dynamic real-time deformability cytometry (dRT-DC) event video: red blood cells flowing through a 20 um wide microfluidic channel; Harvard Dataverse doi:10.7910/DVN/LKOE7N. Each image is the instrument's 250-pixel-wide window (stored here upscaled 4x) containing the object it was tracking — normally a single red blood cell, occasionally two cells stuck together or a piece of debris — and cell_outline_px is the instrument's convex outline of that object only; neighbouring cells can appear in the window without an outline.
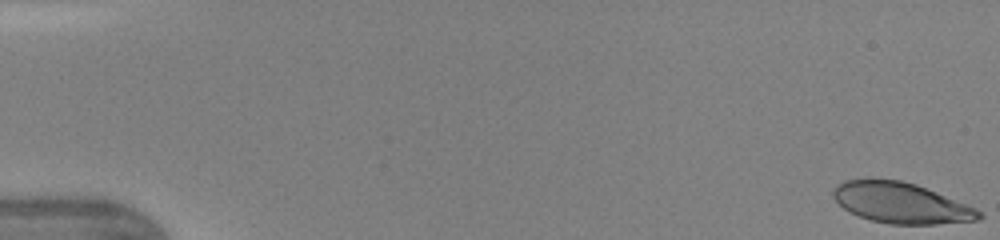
{"species": "human", "species_latin": "Homo sapiens", "temperature_condition": "warm", "stored_images_in_passage": 47, "camera_frame_rate_fps": 3000, "um_per_image_px": 0.085, "donor": {"sex": "female"}, "frame": {"image": 1, "passage_image": 1, "time_ms": 0.0, "image_size_px": [1000, 240], "cell_outline_px": [[984, 216], [980, 220], [936, 224], [888, 224], [872, 220], [848, 212], [832, 196], [832, 188], [836, 184], [844, 180], [900, 180], [916, 184], [976, 208], [984, 212]], "centroid_in_image_um": [76.6, 17.26], "position_along_channel_um": 8.4, "area_um2": 34.39}}
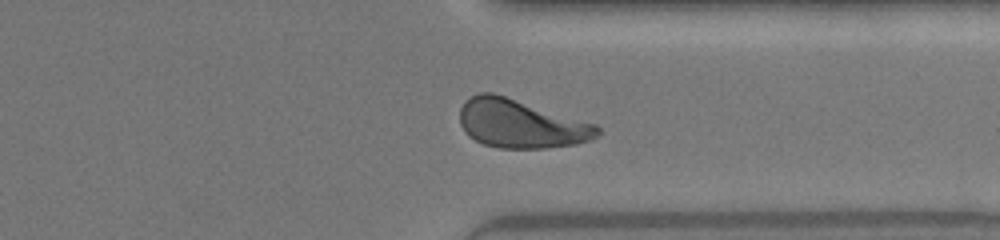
{"frame": {"image": 2, "passage_image": 37, "time_ms": 12.0, "image_size_px": [1000, 240], "cell_outline_px": [[600, 132], [596, 136], [588, 140], [576, 144], [548, 148], [500, 148], [484, 144], [468, 136], [464, 132], [460, 124], [460, 108], [464, 100], [480, 92], [492, 92], [596, 124], [600, 128]], "centroid_in_image_um": [44.24, 10.52], "position_along_channel_um": 367.2, "area_um2": 38.78}}
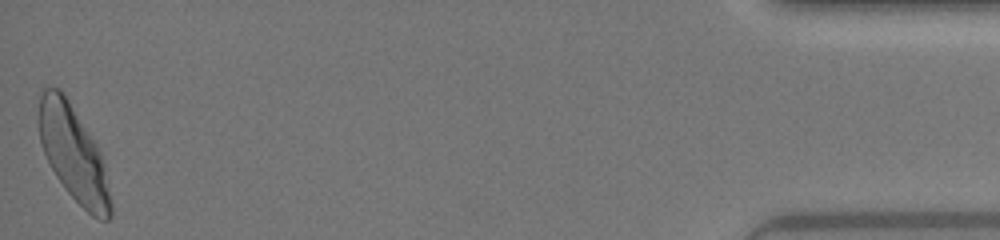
{"frame": {"image": 3, "passage_image": 47, "time_ms": 15.333, "image_size_px": [1000, 240], "cell_outline_px": [[112, 216], [108, 220], [100, 220], [92, 216], [68, 192], [56, 176], [44, 152], [40, 140], [36, 116], [40, 92], [44, 88], [60, 88], [68, 100], [96, 144], [100, 152], [104, 168], [112, 204]], "centroid_in_image_um": [6.21, 13.04], "position_along_channel_um": 429.0, "area_um2": 39.54}, "authors_computed_cell_mechanics": {"area_um2": 37.7434, "velocity_mm_per_s": 4.3444, "shape_relaxation_time_tau1_ms": 3.4716, "shape_relaxation_time_tau2_ms": 0.8778, "deformation_change_tau1": 0.1779, "deformation_change_tau2": 0.0698}}